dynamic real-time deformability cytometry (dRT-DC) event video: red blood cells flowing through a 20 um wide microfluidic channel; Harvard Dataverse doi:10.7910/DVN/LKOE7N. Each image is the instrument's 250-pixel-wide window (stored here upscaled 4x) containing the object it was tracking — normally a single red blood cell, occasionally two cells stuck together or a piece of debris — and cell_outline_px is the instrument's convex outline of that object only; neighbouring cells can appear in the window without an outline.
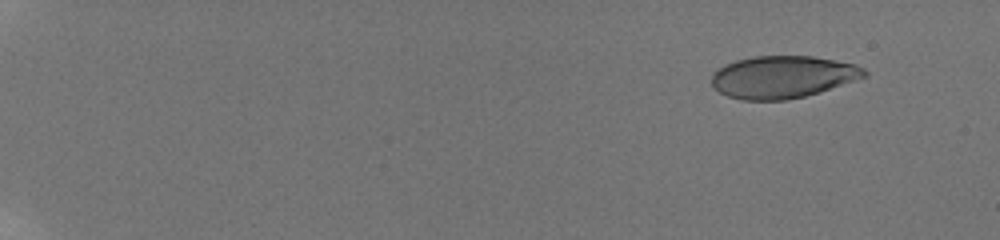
{"species": "human", "species_latin": "Homo sapiens", "temperature_condition": "room temperature", "stored_images_in_passage": 58, "camera_frame_rate_fps": 3000, "um_per_image_px": 0.085, "donor": {"sex": "male"}, "frame": {"image": 1, "passage_image": 1, "time_ms": 0.0, "image_size_px": [1000, 240], "cell_outline_px": [[868, 76], [804, 96], [788, 100], [740, 100], [728, 96], [720, 92], [712, 84], [712, 72], [724, 64], [736, 60], [752, 56], [812, 56], [852, 64], [864, 68], [868, 72]], "centroid_in_image_um": [66.49, 6.54], "position_along_channel_um": 18.5, "area_um2": 37.45}}
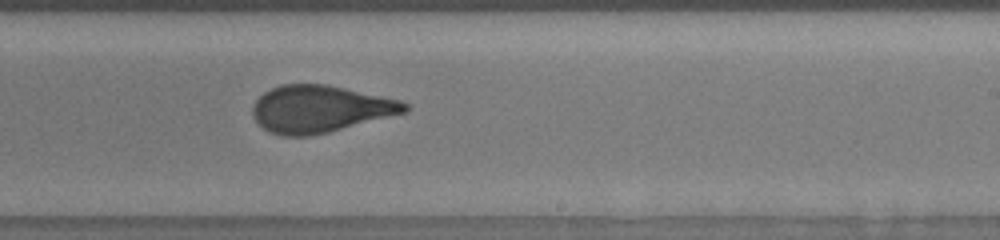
{"frame": {"image": 2, "passage_image": 35, "time_ms": 11.333, "image_size_px": [1000, 240], "cell_outline_px": [[408, 112], [312, 136], [284, 136], [268, 132], [252, 116], [252, 104], [264, 92], [280, 84], [324, 84], [344, 88], [400, 100], [408, 104]], "centroid_in_image_um": [27.18, 9.27], "position_along_channel_um": 261.8, "area_um2": 41.62}}
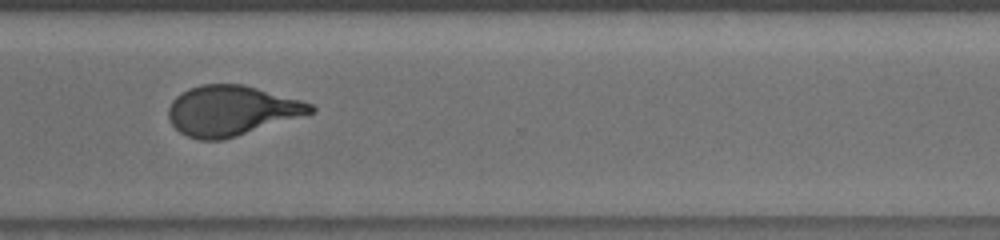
{"frame": {"image": 3, "passage_image": 42, "time_ms": 13.667, "image_size_px": [1000, 240], "cell_outline_px": [[316, 112], [224, 140], [200, 140], [188, 136], [180, 132], [172, 124], [168, 116], [168, 108], [172, 100], [176, 96], [188, 88], [200, 84], [244, 84], [300, 100], [312, 104], [316, 108]], "centroid_in_image_um": [19.67, 9.4], "position_along_channel_um": 350.9, "area_um2": 41.5}, "authors_computed_cell_mechanics": {"area_um2": 40.9224, "velocity_mm_per_s": 3.8283, "shape_relaxation_time_tau1_ms": 4.4122, "shape_relaxation_time_tau2_ms": 0.8559, "deformation_change_tau1": 0.2034, "deformation_change_tau2": 0.0795}}